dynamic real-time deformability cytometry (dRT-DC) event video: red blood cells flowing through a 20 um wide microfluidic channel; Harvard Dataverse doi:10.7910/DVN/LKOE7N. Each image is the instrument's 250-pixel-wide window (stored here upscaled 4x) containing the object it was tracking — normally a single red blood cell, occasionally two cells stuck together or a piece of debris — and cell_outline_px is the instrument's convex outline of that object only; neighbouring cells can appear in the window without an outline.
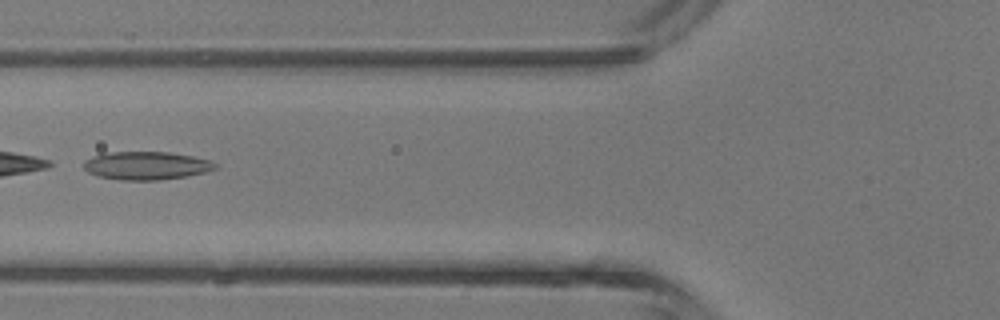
{"species": "common noctule bat (a hibernating species)", "species_latin": "Nyctalus noctula", "temperature_condition": "room temperature", "stored_images_in_passage": 5, "camera_frame_rate_fps": 3000, "um_per_image_px": 0.085, "animal": {"sex": "male", "body_mass_g": 13.3}, "frame": {"image": 1, "passage_image": 4, "time_ms": 3.667, "image_size_px": [1000, 320], "cell_outline_px": [[220, 168], [204, 172], [184, 176], [156, 180], [120, 180], [96, 176], [88, 172], [84, 168], [84, 160], [92, 156], [104, 152], [168, 152], [192, 156], [208, 160], [216, 164]], "centroid_in_image_um": [12.39, 14.07], "position_along_channel_um": 113.4, "area_um2": 21.56}}
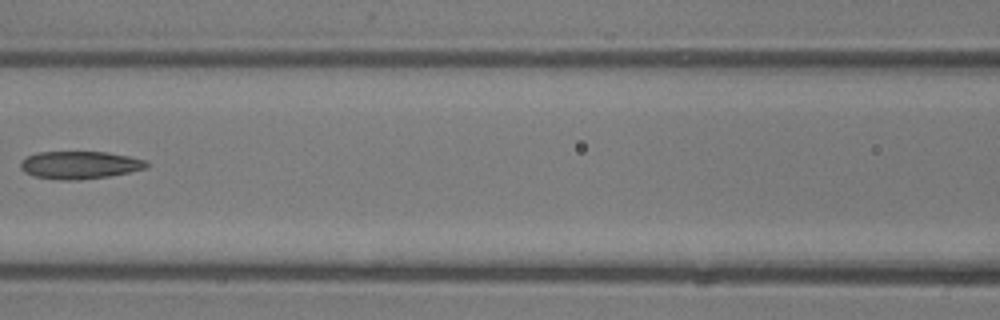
{"frame": {"image": 2, "passage_image": 5, "time_ms": 4.667, "image_size_px": [1000, 320], "cell_outline_px": [[148, 168], [108, 176], [76, 180], [60, 180], [32, 176], [24, 172], [20, 168], [20, 160], [36, 152], [108, 152], [128, 156], [144, 160], [148, 164]], "centroid_in_image_um": [6.73, 14.02], "position_along_channel_um": 159.9, "area_um2": 20.35}}